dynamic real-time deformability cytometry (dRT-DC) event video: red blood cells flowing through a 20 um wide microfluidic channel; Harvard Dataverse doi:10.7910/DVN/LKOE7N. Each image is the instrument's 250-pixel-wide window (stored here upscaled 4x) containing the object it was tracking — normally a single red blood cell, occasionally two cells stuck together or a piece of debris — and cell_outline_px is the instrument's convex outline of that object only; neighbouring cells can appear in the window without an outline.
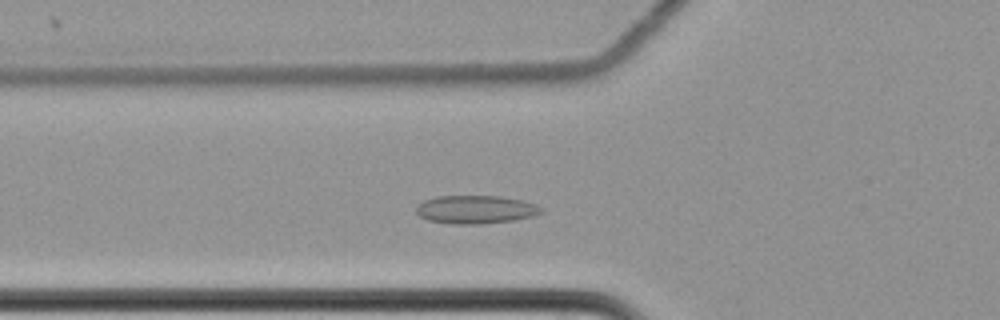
{"species": "common noctule bat (a hibernating species)", "species_latin": "Nyctalus noctula", "temperature_condition": "cold", "stored_images_in_passage": 53, "camera_frame_rate_fps": 3000, "um_per_image_px": 0.085, "animal": {"sex": "female", "body_mass_g": 22.7, "forearm_length_mm": 54.2}, "frame": {"image": 1, "passage_image": 15, "time_ms": 4.667, "image_size_px": [1000, 320], "cell_outline_px": [[544, 212], [532, 216], [512, 220], [480, 224], [452, 224], [428, 220], [420, 216], [416, 212], [416, 208], [424, 200], [436, 196], [500, 196], [524, 200], [536, 204], [544, 208]], "centroid_in_image_um": [40.46, 17.8], "position_along_channel_um": 85.3, "area_um2": 20.63}}
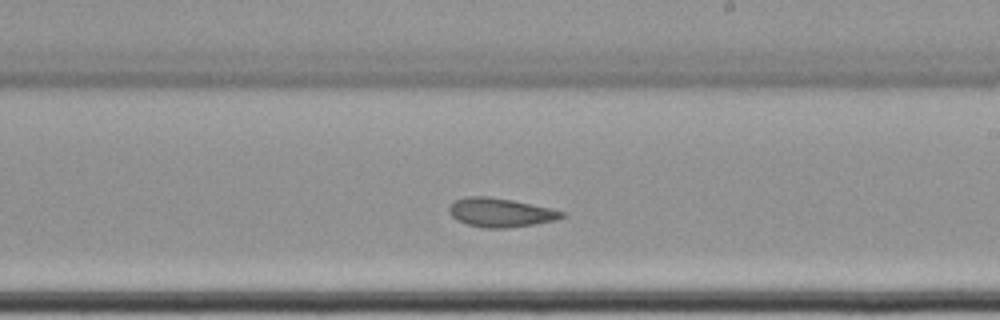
{"frame": {"image": 2, "passage_image": 29, "time_ms": 9.333, "image_size_px": [1000, 320], "cell_outline_px": [[564, 216], [556, 220], [532, 224], [504, 228], [484, 228], [468, 224], [456, 220], [448, 212], [448, 208], [456, 200], [464, 196], [488, 196], [512, 200], [552, 208], [564, 212]], "centroid_in_image_um": [42.51, 18.05], "position_along_channel_um": 246.5, "area_um2": 18.9}}
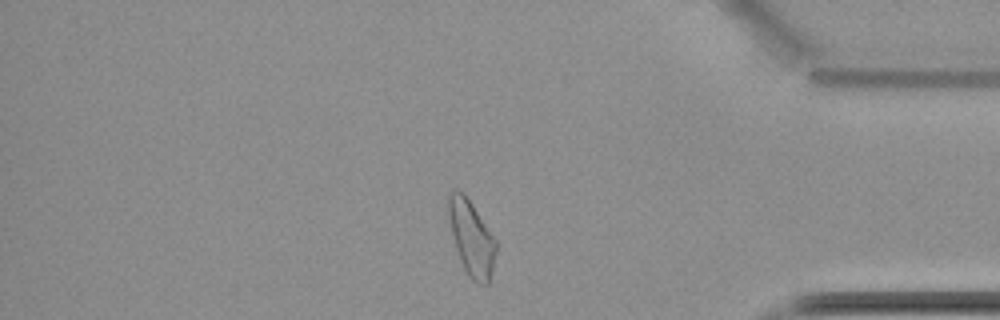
{"frame": {"image": 3, "passage_image": 44, "time_ms": 14.333, "image_size_px": [1000, 320], "cell_outline_px": [[496, 252], [488, 284], [480, 284], [472, 280], [468, 276], [460, 260], [456, 248], [448, 216], [448, 196], [456, 188], [464, 192], [496, 240]], "centroid_in_image_um": [40.06, 20.22], "position_along_channel_um": 395.1, "area_um2": 20.46}, "authors_computed_cell_mechanics": {"area_um2": 20.4034, "velocity_mm_per_s": 3.4575, "shape_relaxation_time_tau1_ms": null, "shape_relaxation_time_tau2_ms": 7.8464, "deformation_change_tau1": null, "deformation_change_tau2": 0.1008}}